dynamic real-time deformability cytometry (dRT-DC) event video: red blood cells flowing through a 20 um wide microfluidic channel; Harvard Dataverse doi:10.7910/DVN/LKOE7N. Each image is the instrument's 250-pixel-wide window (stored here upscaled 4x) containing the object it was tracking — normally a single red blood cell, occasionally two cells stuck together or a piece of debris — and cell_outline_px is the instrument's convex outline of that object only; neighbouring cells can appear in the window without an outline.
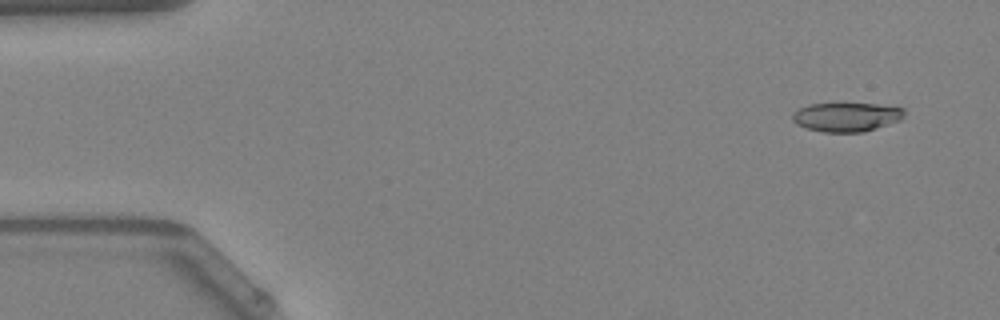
{"species": "Egyptian fruit bat (a non-hibernating species)", "species_latin": "Rousettus aegyptiacus", "temperature_condition": "warm", "stored_images_in_passage": 50, "camera_frame_rate_fps": 3000, "um_per_image_px": 0.085, "animal": {"sex": "female"}, "frame": {"image": 1, "passage_image": 3, "time_ms": 0.667, "image_size_px": [1000, 320], "cell_outline_px": [[904, 116], [900, 120], [864, 132], [824, 132], [808, 128], [796, 124], [792, 120], [792, 112], [808, 104], [876, 104], [904, 108]], "centroid_in_image_um": [71.94, 9.94], "position_along_channel_um": 13.1, "area_um2": 18.79}}
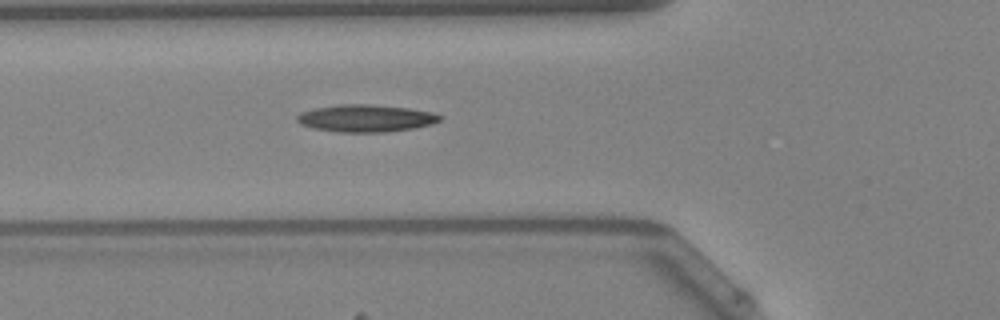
{"frame": {"image": 2, "passage_image": 18, "time_ms": 5.667, "image_size_px": [1000, 320], "cell_outline_px": [[444, 116], [440, 120], [432, 124], [412, 128], [384, 132], [340, 132], [312, 128], [300, 124], [296, 120], [296, 116], [300, 112], [316, 108], [336, 104], [372, 104], [408, 108], [432, 112]], "centroid_in_image_um": [31.07, 10.04], "position_along_channel_um": 94.7, "area_um2": 22.77}}
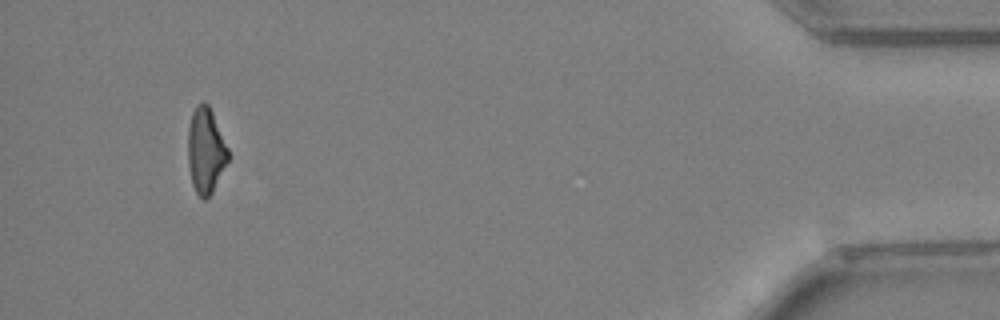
{"frame": {"image": 3, "passage_image": 47, "time_ms": 15.333, "image_size_px": [1000, 320], "cell_outline_px": [[232, 156], [212, 192], [204, 200], [196, 192], [192, 184], [188, 164], [188, 128], [192, 112], [196, 104], [204, 100], [208, 104], [212, 112]], "centroid_in_image_um": [17.5, 12.78], "position_along_channel_um": 417.7, "area_um2": 20.35}, "authors_computed_cell_mechanics": {"area_um2": 20.808, "velocity_mm_per_s": 4.0844, "shape_relaxation_time_tau1_ms": 7.7501, "shape_relaxation_time_tau2_ms": 3.8127, "deformation_change_tau1": 0.2182, "deformation_change_tau2": 0.1463}}